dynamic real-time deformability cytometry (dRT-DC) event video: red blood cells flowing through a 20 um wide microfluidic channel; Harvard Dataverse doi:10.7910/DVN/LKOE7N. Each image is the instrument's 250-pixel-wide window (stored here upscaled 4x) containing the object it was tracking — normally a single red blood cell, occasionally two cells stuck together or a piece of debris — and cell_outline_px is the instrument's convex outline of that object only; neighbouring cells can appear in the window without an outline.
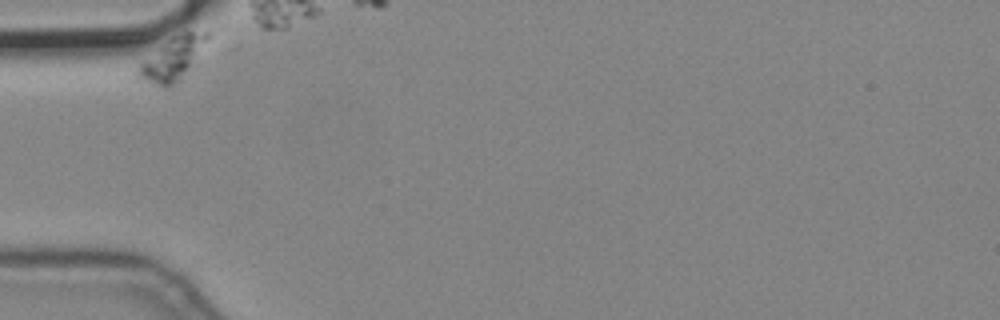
{"species": "common noctule bat (a hibernating species)", "species_latin": "Nyctalus noctula", "temperature_condition": "cold", "stored_images_in_passage": 5, "camera_frame_rate_fps": 3000, "um_per_image_px": 0.085, "animal": {"sex": "male", "body_mass_g": 19.2, "forearm_length_mm": 51.8}, "frame": {"image": 1, "passage_image": 1, "time_ms": 0.0, "image_size_px": [1000, 320], "cell_outline_px": [[212, 36], [192, 64], [172, 84], [156, 84], [132, 76], [140, 64], [172, 36], [184, 32], [212, 32]], "centroid_in_image_um": [14.68, 4.92], "position_along_channel_um": 70.3, "area_um2": 16.47}}
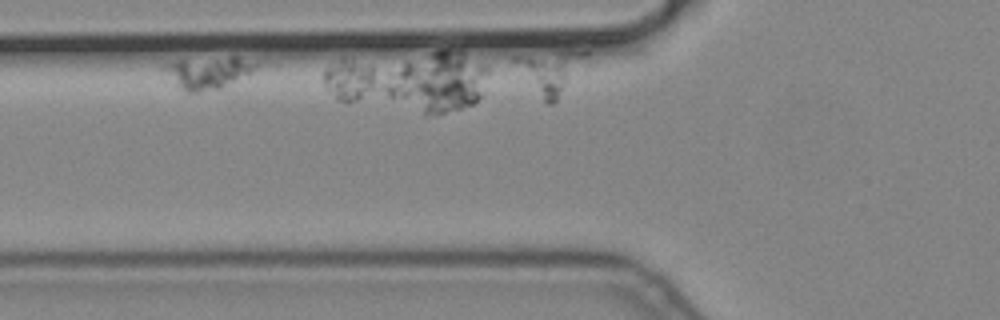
{"frame": {"image": 2, "passage_image": 3, "time_ms": 0.667, "image_size_px": [1000, 320], "cell_outline_px": [[260, 64], [252, 72], [220, 88], [200, 92], [184, 92], [160, 68], [164, 64], [176, 60], [232, 56], [236, 56]], "centroid_in_image_um": [17.65, 6.15], "position_along_channel_um": 108.2, "area_um2": 17.17}}